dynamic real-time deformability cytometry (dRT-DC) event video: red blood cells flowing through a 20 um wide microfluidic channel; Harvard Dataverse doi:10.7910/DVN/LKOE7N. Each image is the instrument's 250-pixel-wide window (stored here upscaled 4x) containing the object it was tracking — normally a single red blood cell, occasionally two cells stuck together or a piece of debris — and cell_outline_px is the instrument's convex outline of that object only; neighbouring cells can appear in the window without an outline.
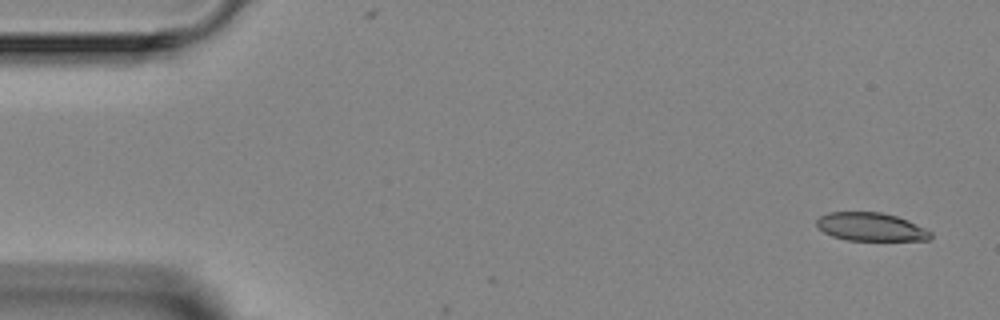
{"species": "Egyptian fruit bat (a non-hibernating species)", "species_latin": "Rousettus aegyptiacus", "temperature_condition": "room temperature", "stored_images_in_passage": 3, "camera_frame_rate_fps": 3000, "um_per_image_px": 0.085, "animal": {"sex": "female"}, "frame": {"image": 1, "passage_image": 1, "time_ms": 0.0, "image_size_px": [1000, 320], "cell_outline_px": [[932, 236], [928, 240], [848, 240], [832, 236], [824, 232], [816, 224], [816, 220], [820, 216], [828, 212], [880, 212], [896, 216], [908, 220], [932, 232]], "centroid_in_image_um": [74.02, 19.28], "position_along_channel_um": 11.0, "area_um2": 18.67}}
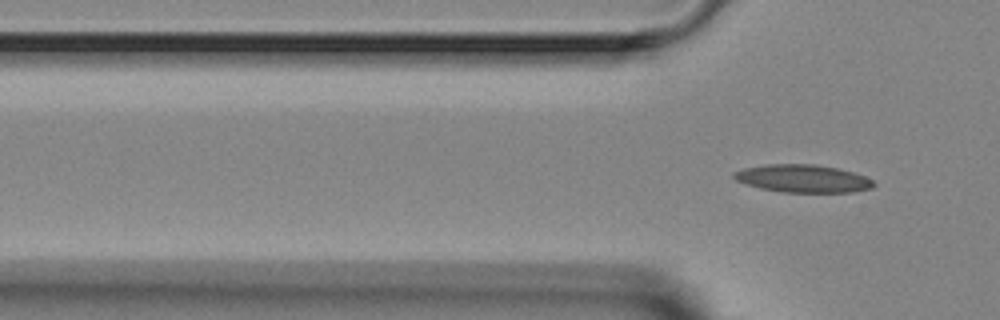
{"frame": {"image": 2, "passage_image": 3, "time_ms": 4.0, "image_size_px": [1000, 320], "cell_outline_px": [[876, 184], [872, 188], [852, 192], [780, 192], [760, 188], [736, 180], [732, 176], [732, 172], [744, 168], [764, 164], [816, 164], [836, 168], [852, 172], [864, 176], [872, 180]], "centroid_in_image_um": [68.22, 15.17], "position_along_channel_um": 57.6, "area_um2": 22.6}}